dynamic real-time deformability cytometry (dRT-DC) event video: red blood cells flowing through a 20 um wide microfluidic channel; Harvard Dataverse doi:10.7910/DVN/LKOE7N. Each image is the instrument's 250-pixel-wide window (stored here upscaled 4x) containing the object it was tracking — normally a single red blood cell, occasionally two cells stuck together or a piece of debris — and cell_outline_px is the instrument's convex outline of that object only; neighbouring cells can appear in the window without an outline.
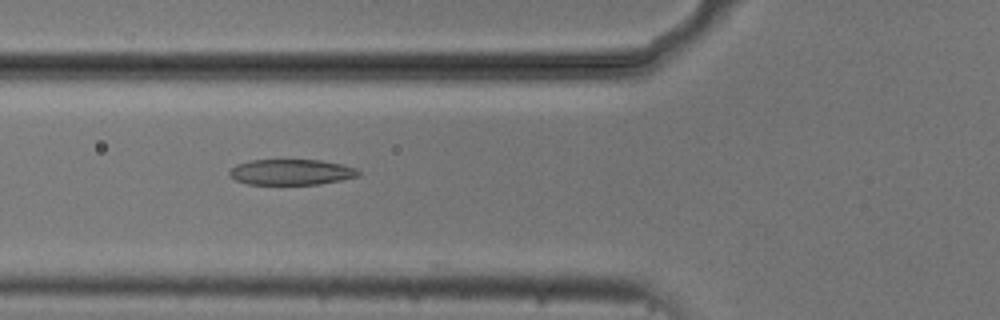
{"species": "common noctule bat (a hibernating species)", "species_latin": "Nyctalus noctula", "temperature_condition": "cold", "stored_images_in_passage": 54, "camera_frame_rate_fps": 3000, "um_per_image_px": 0.085, "animal": {"sex": "male", "body_mass_g": 20.5, "forearm_length_mm": 52.5}, "frame": {"image": 1, "passage_image": 20, "time_ms": 6.333, "image_size_px": [1000, 320], "cell_outline_px": [[360, 176], [320, 184], [248, 184], [236, 180], [228, 172], [236, 164], [252, 160], [320, 160], [340, 164], [356, 168], [360, 172]], "centroid_in_image_um": [24.77, 14.62], "position_along_channel_um": 101.0, "area_um2": 19.13}}
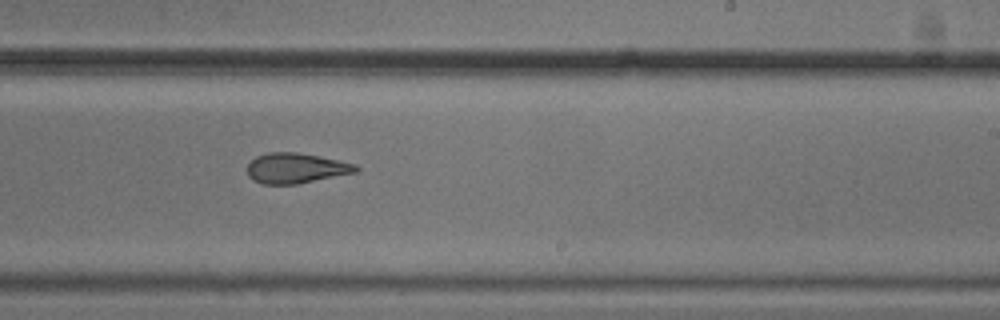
{"frame": {"image": 2, "passage_image": 33, "time_ms": 10.667, "image_size_px": [1000, 320], "cell_outline_px": [[360, 168], [356, 172], [296, 184], [264, 184], [252, 180], [248, 176], [248, 164], [256, 156], [268, 152], [296, 152], [320, 156], [356, 164]], "centroid_in_image_um": [25.14, 14.29], "position_along_channel_um": 263.9, "area_um2": 19.07}}
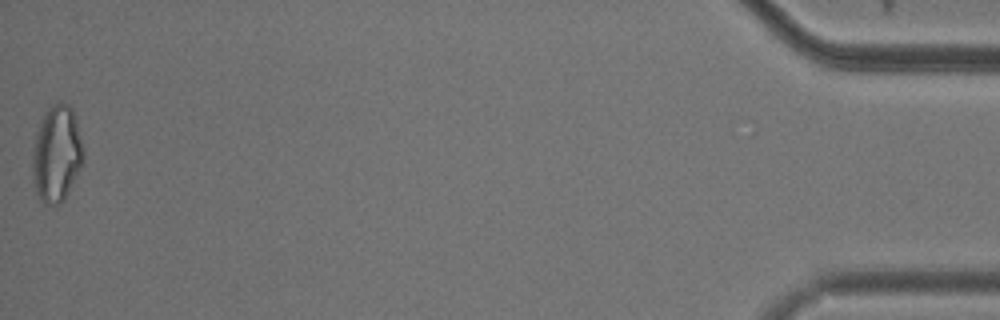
{"frame": {"image": 3, "passage_image": 54, "time_ms": 17.667, "image_size_px": [1000, 320], "cell_outline_px": [[84, 160], [64, 200], [60, 204], [44, 204], [40, 200], [36, 192], [32, 172], [32, 148], [36, 132], [48, 108], [52, 104], [60, 100], [68, 104], [72, 108], [76, 120], [84, 148]], "centroid_in_image_um": [4.82, 13.07], "position_along_channel_um": 430.4, "area_um2": 28.78}, "authors_computed_cell_mechanics": {"area_um2": 20.7791, "velocity_mm_per_s": 3.7496, "shape_relaxation_time_tau1_ms": 10.4102, "shape_relaxation_time_tau2_ms": 2.6387, "deformation_change_tau1": 0.2709, "deformation_change_tau2": 0.115}}